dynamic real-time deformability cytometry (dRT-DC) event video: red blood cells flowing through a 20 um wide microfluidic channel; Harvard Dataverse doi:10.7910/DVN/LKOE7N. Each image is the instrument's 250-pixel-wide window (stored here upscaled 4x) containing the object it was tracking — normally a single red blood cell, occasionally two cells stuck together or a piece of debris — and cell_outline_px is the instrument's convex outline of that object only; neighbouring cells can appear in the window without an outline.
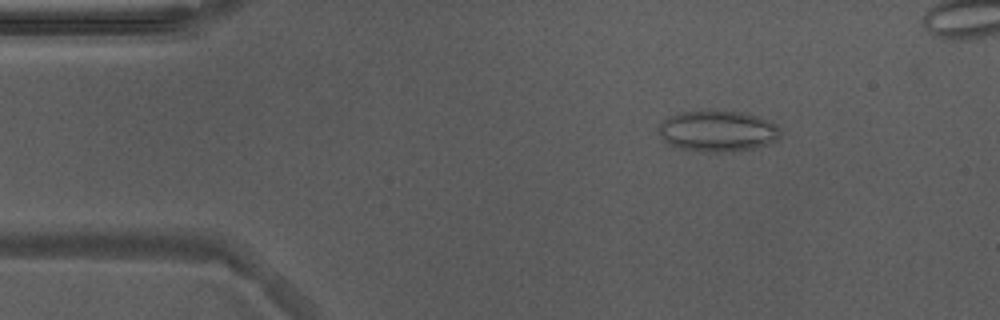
{"species": "Egyptian fruit bat (a non-hibernating species)", "species_latin": "Rousettus aegyptiacus", "temperature_condition": "warm", "stored_images_in_passage": 42, "camera_frame_rate_fps": 3000, "um_per_image_px": 0.085, "animal": {"sex": "male"}, "frame": {"image": 1, "passage_image": 1, "time_ms": 0.0, "image_size_px": [1000, 320], "cell_outline_px": [[780, 136], [776, 140], [768, 144], [756, 148], [724, 152], [704, 152], [680, 148], [668, 144], [656, 132], [656, 128], [660, 120], [668, 116], [680, 112], [700, 108], [740, 112], [756, 116], [768, 120], [776, 124], [780, 128]], "centroid_in_image_um": [60.92, 11.11], "position_along_channel_um": 24.1, "area_um2": 30.06}}
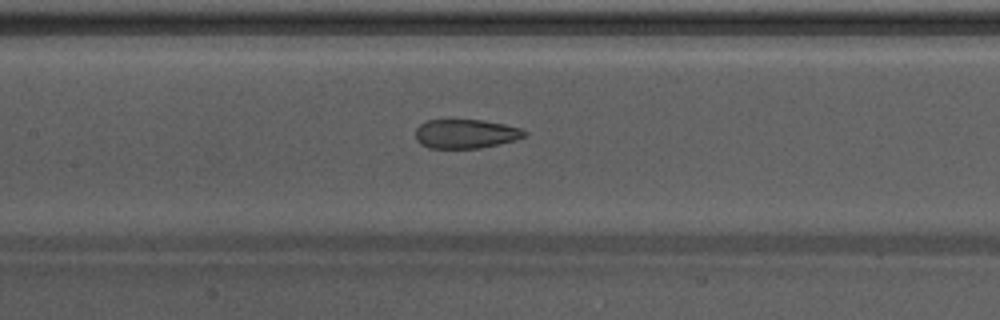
{"frame": {"image": 2, "passage_image": 17, "time_ms": 5.333, "image_size_px": [1000, 320], "cell_outline_px": [[528, 132], [524, 136], [516, 140], [480, 148], [428, 148], [420, 144], [416, 140], [416, 128], [420, 124], [428, 120], [480, 120], [504, 124], [520, 128]], "centroid_in_image_um": [39.57, 11.38], "position_along_channel_um": 167.8, "area_um2": 18.44}}
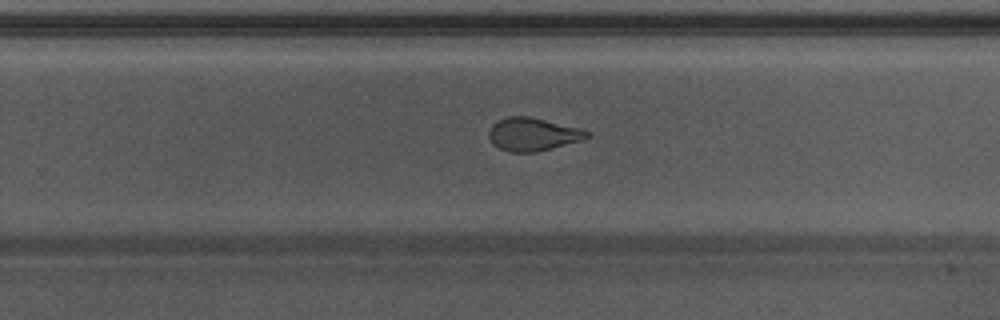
{"frame": {"image": 3, "passage_image": 26, "time_ms": 8.333, "image_size_px": [1000, 320], "cell_outline_px": [[592, 136], [580, 140], [552, 148], [536, 152], [508, 152], [492, 144], [488, 136], [488, 132], [492, 124], [508, 116], [528, 116], [580, 128], [588, 132]], "centroid_in_image_um": [45.26, 11.42], "position_along_channel_um": 284.5, "area_um2": 18.79}, "authors_computed_cell_mechanics": {"area_um2": 19.8254, "velocity_mm_per_s": 3.9053, "shape_relaxation_time_tau1_ms": null, "shape_relaxation_time_tau2_ms": 1.1498, "deformation_change_tau1": null, "deformation_change_tau2": 0.0812}}